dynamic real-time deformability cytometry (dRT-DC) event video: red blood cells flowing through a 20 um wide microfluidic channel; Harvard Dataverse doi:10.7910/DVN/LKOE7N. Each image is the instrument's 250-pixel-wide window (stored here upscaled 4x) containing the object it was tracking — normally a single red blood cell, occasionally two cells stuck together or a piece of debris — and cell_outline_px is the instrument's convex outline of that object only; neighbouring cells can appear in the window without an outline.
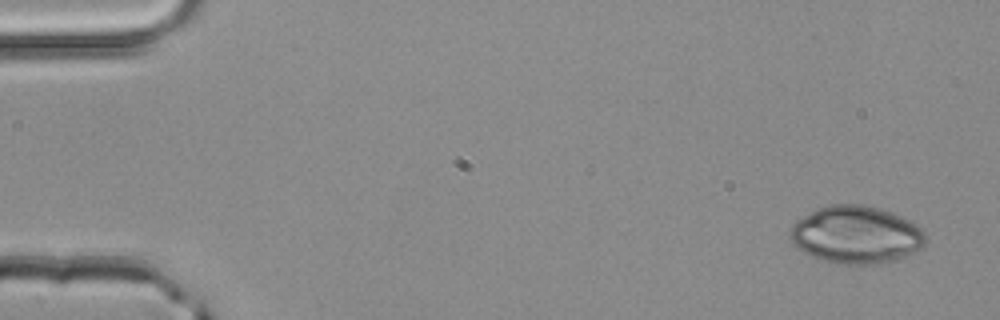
{"species": "common noctule bat (a hibernating species)", "species_latin": "Nyctalus noctula", "temperature_condition": "room temperature", "stored_images_in_passage": 3, "camera_frame_rate_fps": 3000, "um_per_image_px": 0.085, "animal": {"sex": "male", "body_mass_g": 20.4}, "frame": {"image": 1, "passage_image": 1, "time_ms": 0.0, "image_size_px": [1000, 320], "cell_outline_px": [[928, 240], [920, 248], [904, 256], [892, 260], [872, 264], [836, 264], [820, 260], [804, 252], [792, 244], [788, 236], [788, 228], [796, 220], [816, 208], [828, 204], [860, 204], [892, 212], [916, 224], [924, 232]], "centroid_in_image_um": [72.7, 19.95], "position_along_channel_um": 12.3, "area_um2": 45.66}}